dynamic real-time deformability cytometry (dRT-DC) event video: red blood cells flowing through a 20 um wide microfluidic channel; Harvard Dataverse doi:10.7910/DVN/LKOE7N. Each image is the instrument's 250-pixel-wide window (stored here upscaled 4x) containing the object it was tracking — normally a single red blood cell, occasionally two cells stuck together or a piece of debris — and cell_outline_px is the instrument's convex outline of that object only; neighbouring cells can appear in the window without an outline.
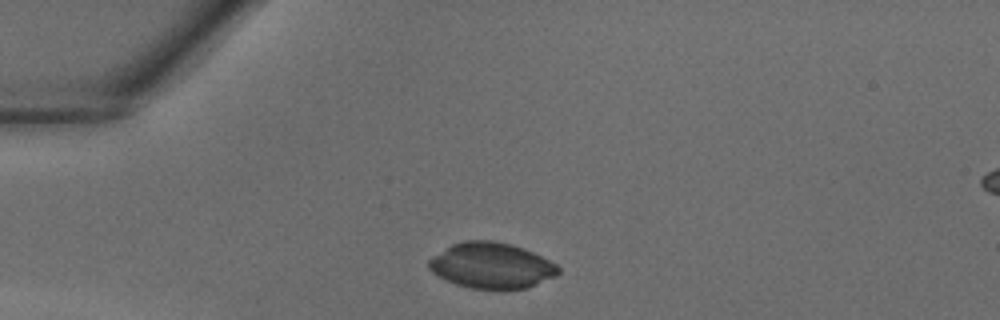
{"species": "common noctule bat (a hibernating species)", "species_latin": "Nyctalus noctula", "temperature_condition": "warm", "stored_images_in_passage": 25, "camera_frame_rate_fps": 3000, "um_per_image_px": 0.085, "animal": {"sex": "male", "body_mass_g": 18.8}, "frame": {"image": 1, "passage_image": 1, "time_ms": 0.0, "image_size_px": [1000, 320], "cell_outline_px": [[560, 272], [556, 276], [528, 288], [472, 288], [456, 284], [432, 272], [428, 268], [428, 260], [432, 256], [452, 244], [464, 240], [492, 240], [512, 244], [524, 248], [556, 264], [560, 268]], "centroid_in_image_um": [41.78, 22.55], "position_along_channel_um": 43.2, "area_um2": 34.28}}
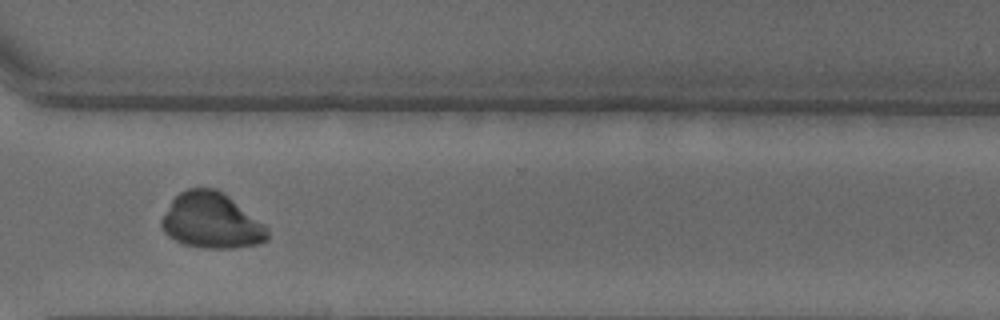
{"frame": {"image": 2, "passage_image": 21, "time_ms": 6.667, "image_size_px": [1000, 320], "cell_outline_px": [[268, 240], [260, 244], [232, 248], [204, 248], [184, 244], [168, 236], [164, 232], [160, 224], [160, 220], [172, 200], [180, 192], [188, 188], [216, 188], [224, 192], [264, 224], [268, 228]], "centroid_in_image_um": [17.97, 18.76], "position_along_channel_um": 352.6, "area_um2": 34.39}}
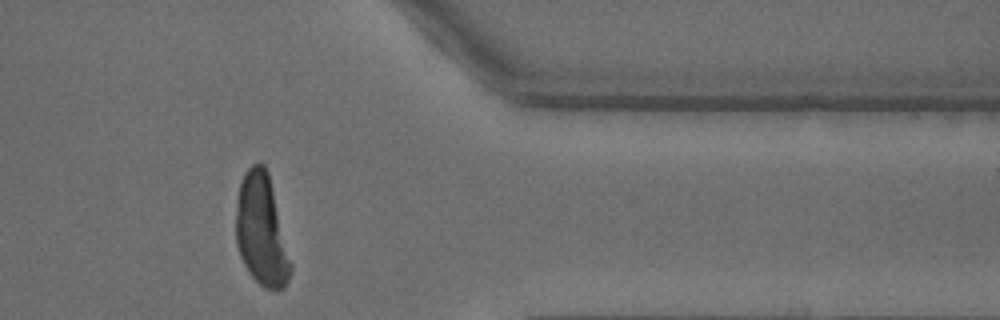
{"frame": {"image": 3, "passage_image": 24, "time_ms": 7.667, "image_size_px": [1000, 320], "cell_outline_px": [[292, 268], [288, 280], [284, 288], [276, 292], [264, 288], [252, 276], [244, 264], [240, 256], [236, 244], [236, 204], [240, 184], [244, 172], [252, 164], [260, 160], [264, 164], [268, 172], [292, 264]], "centroid_in_image_um": [22.23, 19.58], "position_along_channel_um": 389.2, "area_um2": 35.66}}